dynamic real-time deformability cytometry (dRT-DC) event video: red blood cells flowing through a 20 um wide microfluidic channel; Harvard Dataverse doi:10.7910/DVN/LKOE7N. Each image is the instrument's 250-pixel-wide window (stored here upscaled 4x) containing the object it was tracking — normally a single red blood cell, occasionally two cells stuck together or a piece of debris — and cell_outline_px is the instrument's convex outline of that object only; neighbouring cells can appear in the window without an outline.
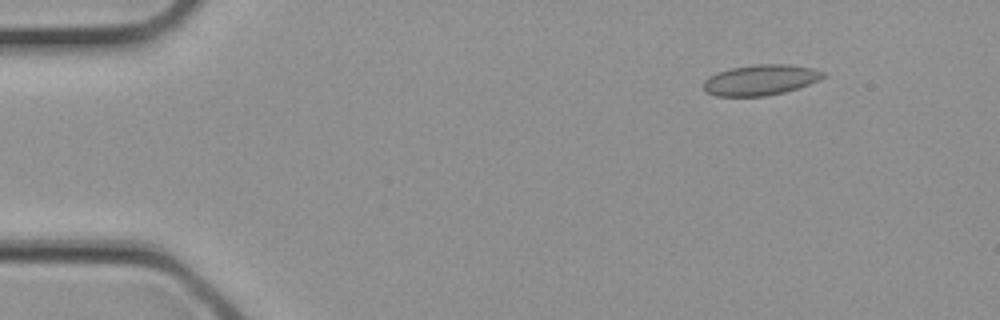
{"species": "common noctule bat (a hibernating species)", "species_latin": "Nyctalus noctula", "temperature_condition": "cold", "stored_images_in_passage": 2, "camera_frame_rate_fps": 3000, "um_per_image_px": 0.085, "animal": {"sex": "female", "body_mass_g": 21.9}, "frame": {"image": 1, "passage_image": 1, "time_ms": 0.0, "image_size_px": [1000, 320], "cell_outline_px": [[824, 76], [820, 80], [784, 92], [764, 96], [716, 96], [704, 92], [704, 80], [720, 72], [732, 68], [752, 64], [788, 64], [812, 68], [824, 72]], "centroid_in_image_um": [64.64, 6.8], "position_along_channel_um": 20.4, "area_um2": 21.1}}